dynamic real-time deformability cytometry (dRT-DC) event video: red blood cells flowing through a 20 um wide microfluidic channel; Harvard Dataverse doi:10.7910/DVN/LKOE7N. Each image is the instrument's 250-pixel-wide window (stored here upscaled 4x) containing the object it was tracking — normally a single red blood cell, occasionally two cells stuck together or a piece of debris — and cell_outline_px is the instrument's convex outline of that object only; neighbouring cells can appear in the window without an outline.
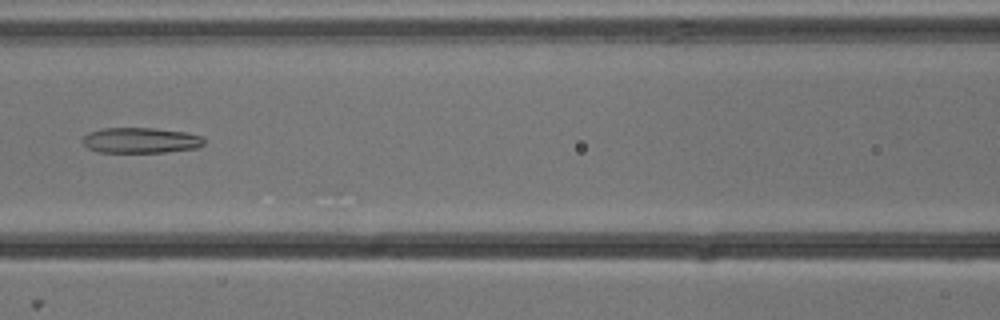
{"species": "common noctule bat (a hibernating species)", "species_latin": "Nyctalus noctula", "temperature_condition": "cold", "stored_images_in_passage": 6, "camera_frame_rate_fps": 3000, "um_per_image_px": 0.085, "animal": {"sex": "male", "body_mass_g": 13.3}, "frame": {"image": 1, "passage_image": 6, "time_ms": 1.667, "image_size_px": [1000, 320], "cell_outline_px": [[204, 144], [196, 148], [164, 152], [96, 152], [88, 148], [80, 140], [88, 132], [104, 128], [156, 128], [184, 132], [204, 136]], "centroid_in_image_um": [11.94, 11.92], "position_along_channel_um": 154.7, "area_um2": 18.15}}